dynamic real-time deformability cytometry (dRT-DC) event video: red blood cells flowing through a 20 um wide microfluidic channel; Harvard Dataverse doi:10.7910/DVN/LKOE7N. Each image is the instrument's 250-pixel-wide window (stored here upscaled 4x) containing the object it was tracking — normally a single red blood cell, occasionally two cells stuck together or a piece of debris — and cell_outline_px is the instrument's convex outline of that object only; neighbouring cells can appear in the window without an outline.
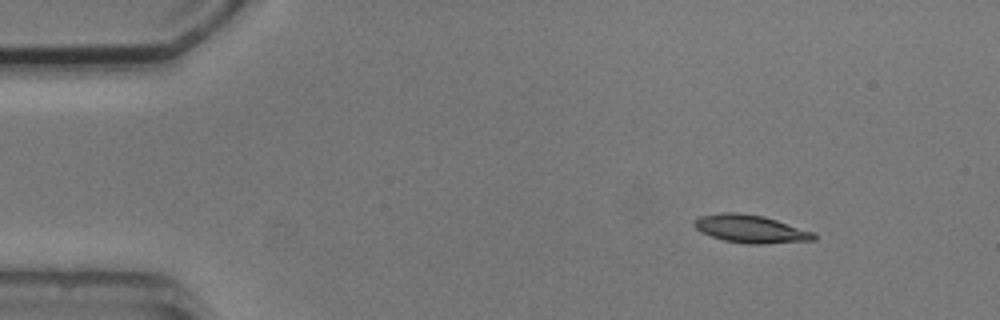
{"species": "common noctule bat (a hibernating species)", "species_latin": "Nyctalus noctula", "temperature_condition": "cold", "stored_images_in_passage": 7, "camera_frame_rate_fps": 3000, "um_per_image_px": 0.085, "animal": {"sex": "male", "body_mass_g": 20.5, "forearm_length_mm": 52.5}, "frame": {"image": 1, "passage_image": 1, "time_ms": 0.0, "image_size_px": [1000, 320], "cell_outline_px": [[816, 240], [764, 244], [748, 244], [724, 240], [700, 232], [692, 224], [700, 216], [720, 212], [740, 212], [764, 216], [812, 232], [816, 236]], "centroid_in_image_um": [63.77, 19.45], "position_along_channel_um": 21.2, "area_um2": 19.36}}
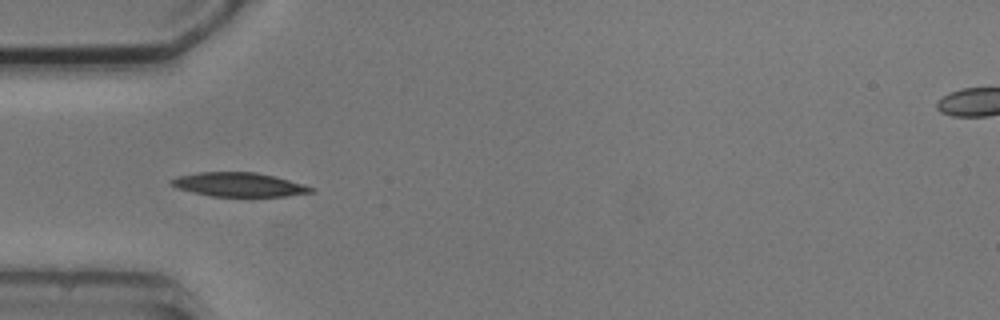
{"frame": {"image": 2, "passage_image": 4, "time_ms": 3.333, "image_size_px": [1000, 320], "cell_outline_px": [[316, 188], [312, 192], [284, 196], [212, 196], [192, 192], [168, 184], [168, 180], [176, 176], [196, 172], [256, 172], [276, 176], [304, 184]], "centroid_in_image_um": [20.28, 15.68], "position_along_channel_um": 64.7, "area_um2": 19.65}}